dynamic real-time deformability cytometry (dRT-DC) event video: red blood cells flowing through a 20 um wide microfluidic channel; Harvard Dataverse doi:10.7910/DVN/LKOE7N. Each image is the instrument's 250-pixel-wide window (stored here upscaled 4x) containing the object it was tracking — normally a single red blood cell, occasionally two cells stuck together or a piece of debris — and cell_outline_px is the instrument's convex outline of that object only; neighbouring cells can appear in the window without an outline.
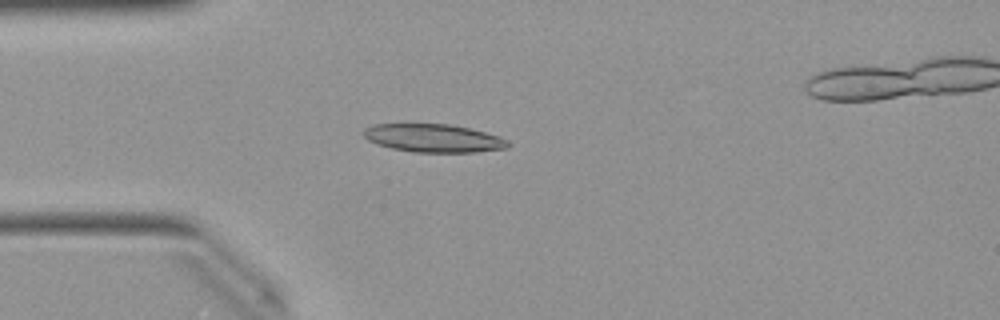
{"species": "Egyptian fruit bat (a non-hibernating species)", "species_latin": "Rousettus aegyptiacus", "temperature_condition": "warm", "stored_images_in_passage": 43, "camera_frame_rate_fps": 3000, "um_per_image_px": 0.085, "animal": {"sex": "female"}, "frame": {"image": 1, "passage_image": 12, "time_ms": 3.667, "image_size_px": [1000, 320], "cell_outline_px": [[512, 144], [508, 148], [476, 152], [412, 152], [392, 148], [376, 144], [368, 140], [360, 132], [364, 128], [376, 124], [448, 124], [468, 128], [500, 136], [508, 140]], "centroid_in_image_um": [36.85, 11.75], "position_along_channel_um": 48.2, "area_um2": 23.81}}
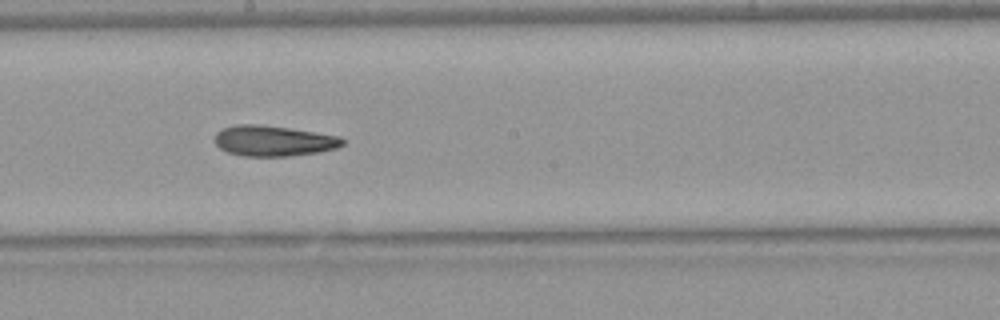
{"frame": {"image": 2, "passage_image": 26, "time_ms": 8.333, "image_size_px": [1000, 320], "cell_outline_px": [[344, 144], [336, 148], [320, 152], [288, 156], [244, 156], [228, 152], [220, 148], [216, 144], [216, 132], [224, 128], [236, 124], [260, 124], [288, 128], [340, 136], [344, 140]], "centroid_in_image_um": [23.26, 11.97], "position_along_channel_um": 224.9, "area_um2": 22.66}}
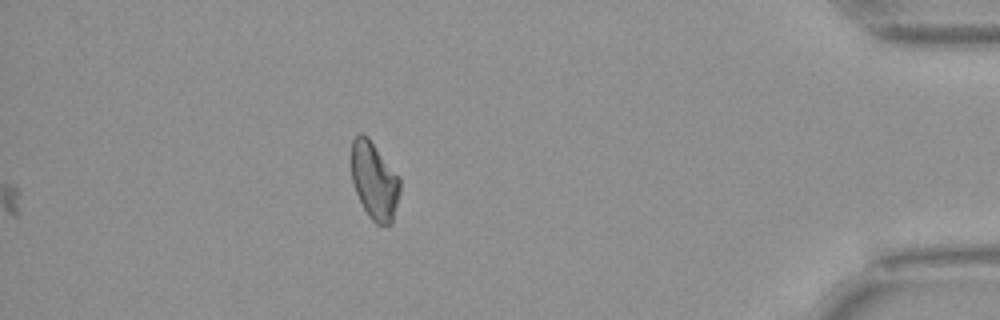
{"frame": {"image": 3, "passage_image": 43, "time_ms": 14.0, "image_size_px": [1000, 320], "cell_outline_px": [[400, 192], [392, 224], [376, 224], [368, 216], [356, 192], [352, 180], [352, 140], [360, 132], [368, 136], [400, 176]], "centroid_in_image_um": [31.84, 15.35], "position_along_channel_um": 403.4, "area_um2": 22.02}, "authors_computed_cell_mechanics": {"area_um2": 22.542, "velocity_mm_per_s": 4.0325, "shape_relaxation_time_tau1_ms": 10.5783, "shape_relaxation_time_tau2_ms": 6.621, "deformation_change_tau1": 0.2646, "deformation_change_tau2": 0.1677}}